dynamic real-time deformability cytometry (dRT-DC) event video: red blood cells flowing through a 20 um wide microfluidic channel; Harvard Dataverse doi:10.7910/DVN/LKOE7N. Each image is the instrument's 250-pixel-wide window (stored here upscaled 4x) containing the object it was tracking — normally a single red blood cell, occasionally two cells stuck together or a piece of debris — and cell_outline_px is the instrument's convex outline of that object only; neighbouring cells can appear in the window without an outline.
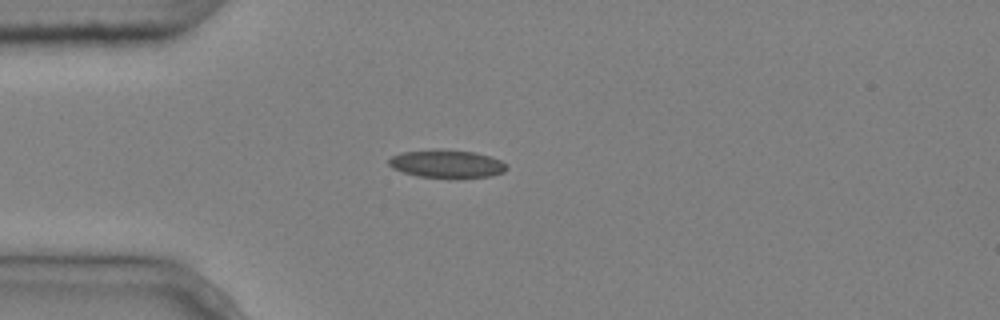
{"species": "common noctule bat (a hibernating species)", "species_latin": "Nyctalus noctula", "temperature_condition": "cold", "stored_images_in_passage": 5, "camera_frame_rate_fps": 3000, "um_per_image_px": 0.085, "animal": {"sex": "male", "body_mass_g": 20.4}, "frame": {"image": 1, "passage_image": 2, "time_ms": 0.333, "image_size_px": [1000, 320], "cell_outline_px": [[508, 168], [504, 172], [492, 176], [448, 180], [416, 176], [392, 168], [388, 164], [388, 160], [392, 156], [400, 152], [436, 148], [440, 148], [476, 152], [500, 160]], "centroid_in_image_um": [37.95, 13.94], "position_along_channel_um": 47.0, "area_um2": 20.06}}